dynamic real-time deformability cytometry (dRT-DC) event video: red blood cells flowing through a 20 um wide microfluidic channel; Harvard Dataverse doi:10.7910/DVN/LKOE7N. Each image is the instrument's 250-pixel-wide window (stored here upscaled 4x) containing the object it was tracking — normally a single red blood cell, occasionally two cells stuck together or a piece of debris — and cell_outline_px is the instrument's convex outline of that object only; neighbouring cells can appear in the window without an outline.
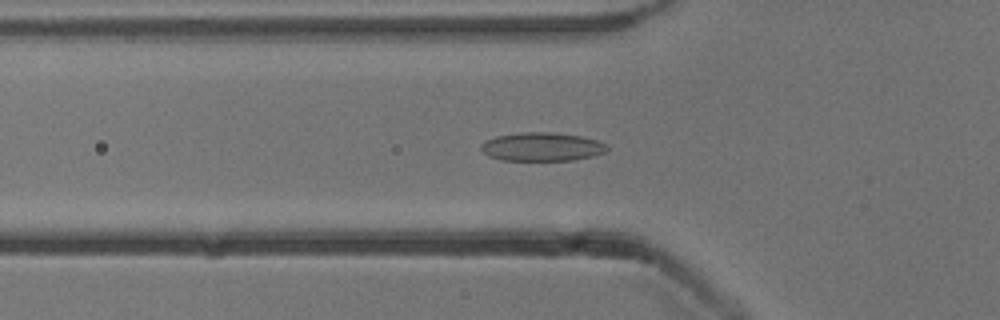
{"species": "common noctule bat (a hibernating species)", "species_latin": "Nyctalus noctula", "temperature_condition": "cold", "stored_images_in_passage": 54, "camera_frame_rate_fps": 3000, "um_per_image_px": 0.085, "animal": {"sex": "male", "body_mass_g": 13.3}, "frame": {"image": 1, "passage_image": 19, "time_ms": 6.0, "image_size_px": [1000, 320], "cell_outline_px": [[608, 148], [604, 152], [592, 156], [572, 160], [500, 160], [488, 156], [480, 148], [480, 144], [484, 140], [496, 136], [524, 132], [552, 132], [580, 136], [596, 140], [608, 144]], "centroid_in_image_um": [46.03, 12.47], "position_along_channel_um": 79.8, "area_um2": 20.98}}
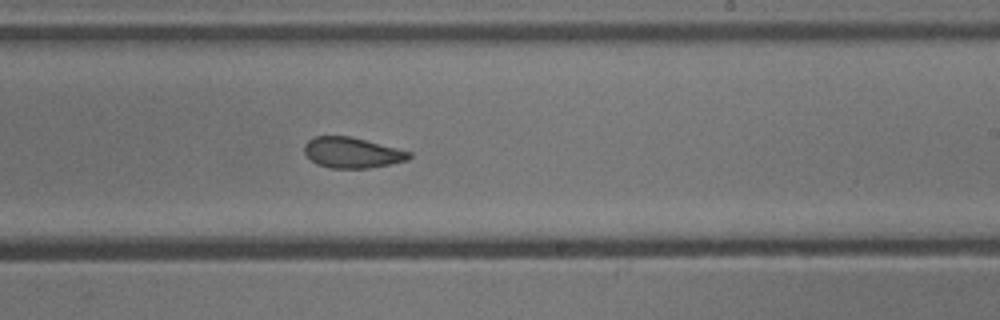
{"frame": {"image": 2, "passage_image": 33, "time_ms": 10.667, "image_size_px": [1000, 320], "cell_outline_px": [[412, 156], [408, 160], [368, 168], [328, 168], [316, 164], [304, 152], [304, 144], [308, 140], [316, 136], [352, 136], [412, 152]], "centroid_in_image_um": [29.92, 12.97], "position_along_channel_um": 259.1, "area_um2": 18.73}}
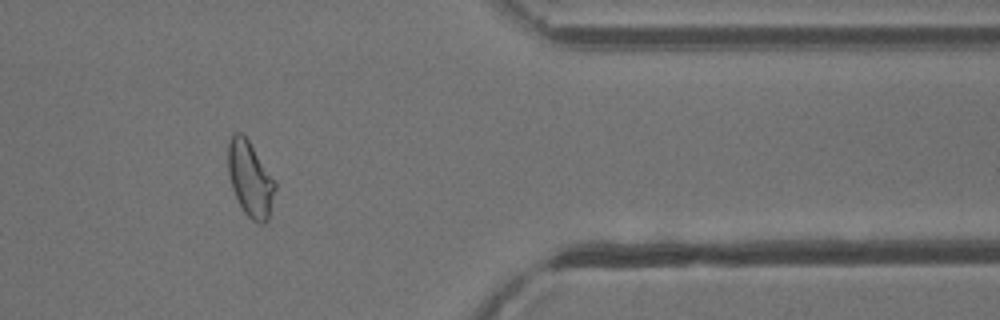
{"frame": {"image": 3, "passage_image": 45, "time_ms": 14.667, "image_size_px": [1000, 320], "cell_outline_px": [[276, 188], [268, 220], [264, 224], [260, 224], [252, 220], [244, 212], [232, 188], [228, 172], [228, 140], [232, 132], [240, 132], [248, 140], [276, 184]], "centroid_in_image_um": [21.25, 15.22], "position_along_channel_um": 390.2, "area_um2": 20.35}, "authors_computed_cell_mechanics": {"area_um2": 20.7213, "velocity_mm_per_s": 3.8248, "shape_relaxation_time_tau1_ms": 8.9471, "shape_relaxation_time_tau2_ms": 3.4037, "deformation_change_tau1": 0.1784, "deformation_change_tau2": 0.0902}}